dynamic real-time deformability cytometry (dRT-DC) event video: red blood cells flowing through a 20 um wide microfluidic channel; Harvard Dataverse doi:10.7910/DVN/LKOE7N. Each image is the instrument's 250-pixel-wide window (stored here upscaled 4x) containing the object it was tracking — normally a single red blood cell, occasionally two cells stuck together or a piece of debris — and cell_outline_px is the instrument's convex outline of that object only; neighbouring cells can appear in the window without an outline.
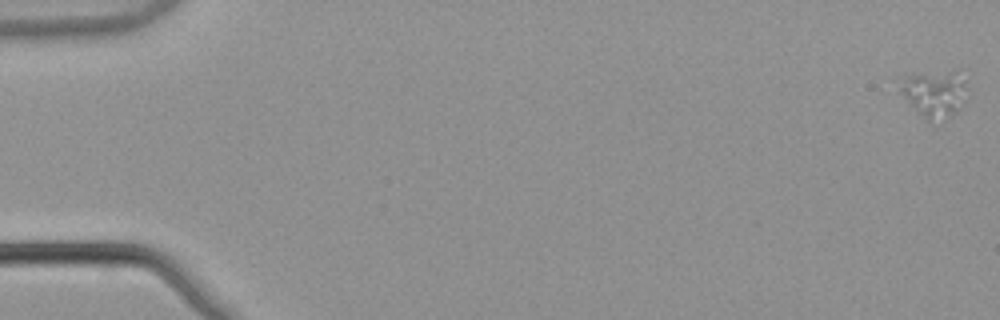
{"species": "common noctule bat (a hibernating species)", "species_latin": "Nyctalus noctula", "temperature_condition": "warm", "stored_images_in_passage": 5, "camera_frame_rate_fps": 3000, "um_per_image_px": 0.085, "animal": {"sex": "male", "body_mass_g": 21.5, "forearm_length_mm": 52.0}, "frame": {"image": 1, "passage_image": 1, "time_ms": 0.0, "image_size_px": [1000, 320], "cell_outline_px": [[964, 100], [956, 112], [952, 116], [940, 124], [924, 120], [896, 92], [908, 76], [948, 76], [964, 80]], "centroid_in_image_um": [79.33, 8.19], "position_along_channel_um": 5.7, "area_um2": 17.11}}
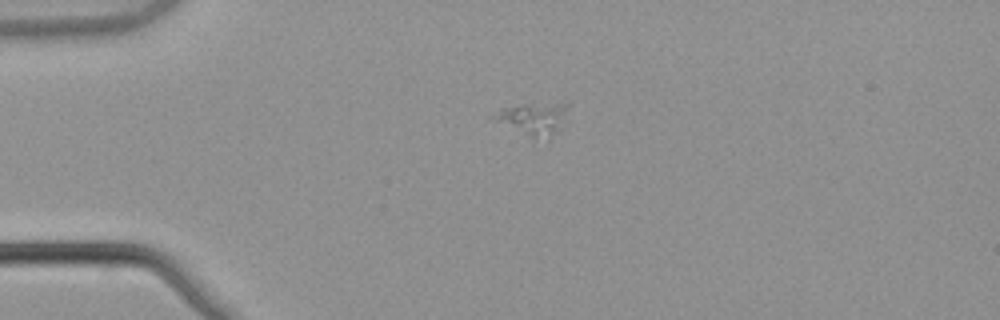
{"frame": {"image": 2, "passage_image": 4, "time_ms": 1.0, "image_size_px": [1000, 320], "cell_outline_px": [[568, 104], [560, 132], [548, 140], [532, 136], [492, 120], [504, 108], [524, 104]], "centroid_in_image_um": [45.42, 10.12], "position_along_channel_um": 39.6, "area_um2": 13.29}}